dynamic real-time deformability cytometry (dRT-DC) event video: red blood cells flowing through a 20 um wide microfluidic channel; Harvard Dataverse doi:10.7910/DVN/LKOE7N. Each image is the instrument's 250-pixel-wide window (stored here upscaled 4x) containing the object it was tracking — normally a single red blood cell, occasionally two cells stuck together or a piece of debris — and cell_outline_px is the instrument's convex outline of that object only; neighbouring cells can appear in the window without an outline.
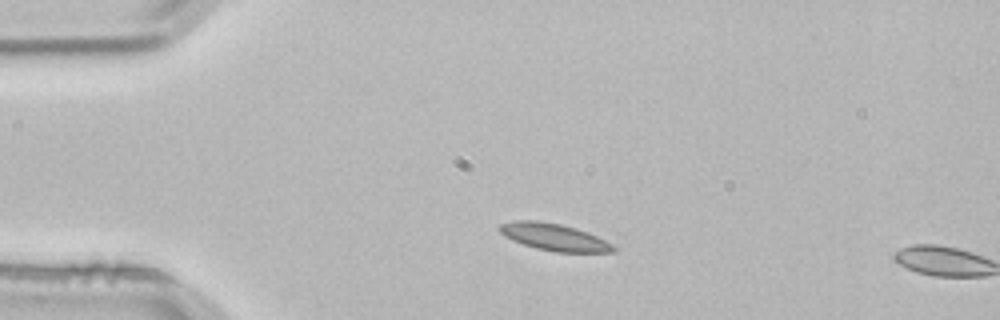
{"species": "common noctule bat (a hibernating species)", "species_latin": "Nyctalus noctula", "temperature_condition": "room temperature", "stored_images_in_passage": 2, "camera_frame_rate_fps": 3000, "um_per_image_px": 0.085, "animal": {"sex": "male", "body_mass_g": 21.5, "forearm_length_mm": 52.0}, "frame": {"image": 1, "passage_image": 1, "time_ms": 0.0, "image_size_px": [1000, 320], "cell_outline_px": [[616, 252], [556, 252], [536, 248], [512, 240], [504, 236], [496, 228], [500, 224], [516, 220], [536, 220], [560, 224], [576, 228], [588, 232], [612, 244], [616, 248]], "centroid_in_image_um": [47.08, 20.14], "position_along_channel_um": 37.9, "area_um2": 17.92}}